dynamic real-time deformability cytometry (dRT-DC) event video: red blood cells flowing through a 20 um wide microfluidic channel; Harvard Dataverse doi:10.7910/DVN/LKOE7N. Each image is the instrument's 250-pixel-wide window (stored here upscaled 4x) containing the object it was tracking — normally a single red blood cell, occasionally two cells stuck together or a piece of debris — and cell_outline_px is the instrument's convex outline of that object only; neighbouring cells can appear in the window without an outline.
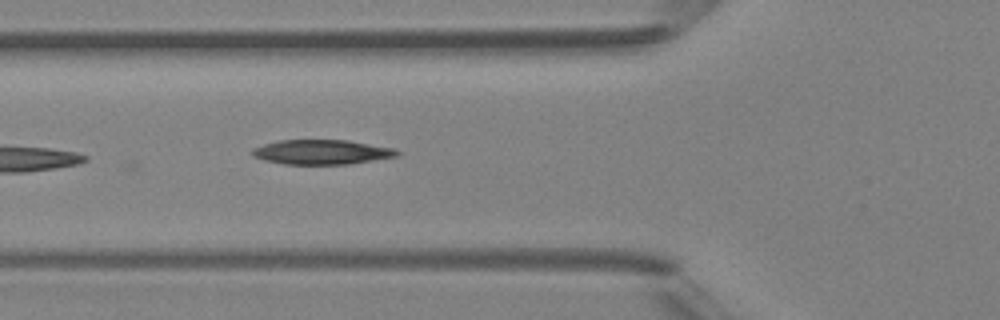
{"species": "Egyptian fruit bat (a non-hibernating species)", "species_latin": "Rousettus aegyptiacus", "temperature_condition": "room temperature", "stored_images_in_passage": 6, "camera_frame_rate_fps": 3000, "um_per_image_px": 0.085, "animal": {"sex": "female"}, "frame": {"image": 1, "passage_image": 6, "time_ms": 5.667, "image_size_px": [1000, 320], "cell_outline_px": [[400, 152], [396, 156], [348, 164], [284, 164], [264, 160], [252, 156], [252, 148], [276, 140], [348, 140], [392, 148]], "centroid_in_image_um": [27.28, 12.92], "position_along_channel_um": 98.5, "area_um2": 20.63}}